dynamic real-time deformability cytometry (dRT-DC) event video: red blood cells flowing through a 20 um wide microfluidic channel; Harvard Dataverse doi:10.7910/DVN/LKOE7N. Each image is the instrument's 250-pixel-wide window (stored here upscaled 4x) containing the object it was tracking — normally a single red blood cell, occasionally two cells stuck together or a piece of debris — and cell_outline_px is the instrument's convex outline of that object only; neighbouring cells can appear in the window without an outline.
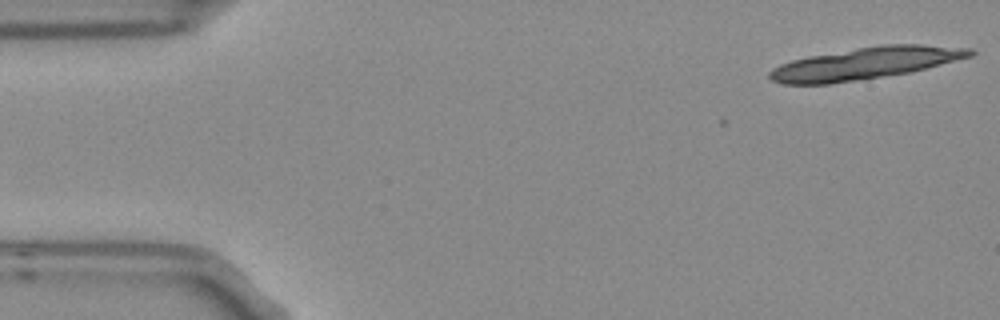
{"species": "Egyptian fruit bat (a non-hibernating species)", "species_latin": "Rousettus aegyptiacus", "temperature_condition": "room temperature", "stored_images_in_passage": 3, "camera_frame_rate_fps": 3000, "um_per_image_px": 0.085, "frame": {"image": 1, "passage_image": 1, "time_ms": 0.0, "image_size_px": [1000, 320], "cell_outline_px": [[976, 52], [972, 56], [912, 72], [832, 84], [784, 84], [772, 80], [768, 76], [768, 72], [772, 68], [780, 64], [792, 60], [808, 56], [880, 44], [924, 44], [972, 48]], "centroid_in_image_um": [73.57, 5.38], "position_along_channel_um": 11.4, "area_um2": 37.57}}